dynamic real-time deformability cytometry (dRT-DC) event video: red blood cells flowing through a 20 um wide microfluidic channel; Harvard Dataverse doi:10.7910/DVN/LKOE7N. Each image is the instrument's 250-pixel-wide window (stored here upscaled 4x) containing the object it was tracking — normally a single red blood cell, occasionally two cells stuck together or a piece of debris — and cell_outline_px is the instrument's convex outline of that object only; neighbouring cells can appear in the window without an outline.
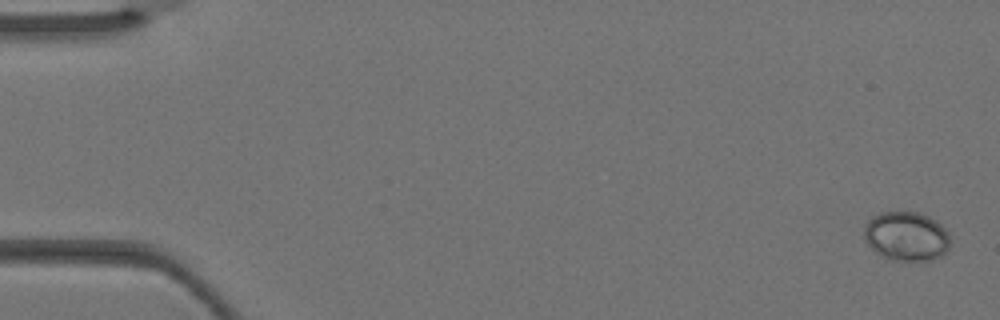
{"species": "Egyptian fruit bat (a non-hibernating species)", "species_latin": "Rousettus aegyptiacus", "temperature_condition": "warm", "stored_images_in_passage": 5, "camera_frame_rate_fps": 3000, "um_per_image_px": 0.085, "animal": {"sex": "female"}, "frame": {"image": 1, "passage_image": 1, "time_ms": 0.0, "image_size_px": [1000, 320], "cell_outline_px": [[948, 248], [940, 256], [932, 260], [888, 260], [876, 252], [868, 244], [864, 236], [864, 228], [868, 220], [872, 216], [880, 212], [920, 212], [936, 220], [944, 228], [948, 236]], "centroid_in_image_um": [77.01, 20.07], "position_along_channel_um": 8.0, "area_um2": 24.57}}